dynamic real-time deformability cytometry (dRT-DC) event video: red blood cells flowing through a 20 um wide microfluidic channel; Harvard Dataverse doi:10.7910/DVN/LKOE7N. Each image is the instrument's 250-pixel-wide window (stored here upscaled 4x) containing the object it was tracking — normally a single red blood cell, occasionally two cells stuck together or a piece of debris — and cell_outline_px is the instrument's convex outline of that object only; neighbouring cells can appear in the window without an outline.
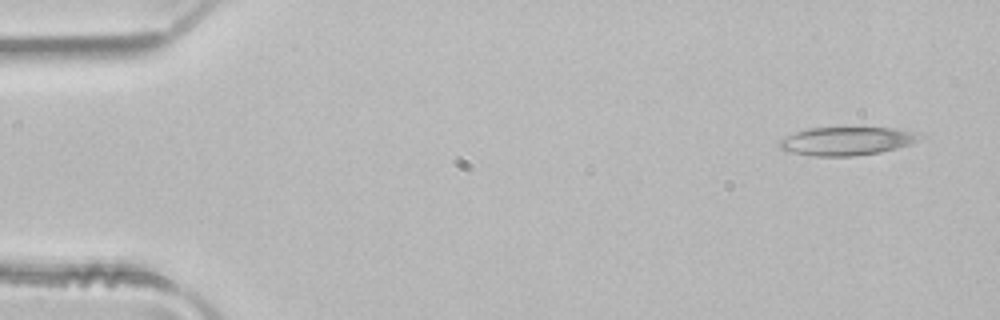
{"species": "common noctule bat (a hibernating species)", "species_latin": "Nyctalus noctula", "temperature_condition": "room temperature", "stored_images_in_passage": 3, "camera_frame_rate_fps": 3000, "um_per_image_px": 0.085, "animal": {"sex": "male", "body_mass_g": 21.5, "forearm_length_mm": 52.0}, "frame": {"image": 1, "passage_image": 1, "time_ms": 0.0, "image_size_px": [1000, 320], "cell_outline_px": [[928, 136], [912, 144], [880, 152], [852, 156], [816, 156], [792, 152], [780, 148], [780, 140], [796, 132], [808, 128], [892, 128]], "centroid_in_image_um": [72.03, 11.99], "position_along_channel_um": 13.0, "area_um2": 22.83}}